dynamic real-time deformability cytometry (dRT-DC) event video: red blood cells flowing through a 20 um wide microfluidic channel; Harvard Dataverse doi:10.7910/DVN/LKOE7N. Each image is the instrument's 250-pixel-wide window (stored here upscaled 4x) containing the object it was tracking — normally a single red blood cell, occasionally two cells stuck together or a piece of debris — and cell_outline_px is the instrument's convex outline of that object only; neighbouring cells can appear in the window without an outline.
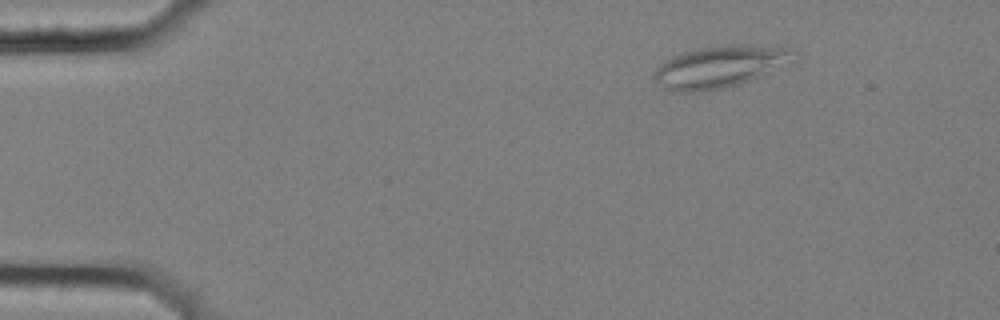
{"species": "common noctule bat (a hibernating species)", "species_latin": "Nyctalus noctula", "temperature_condition": "cold", "stored_images_in_passage": 5, "camera_frame_rate_fps": 3000, "um_per_image_px": 0.085, "animal": {"sex": "female", "body_mass_g": 25.1}, "frame": {"image": 1, "passage_image": 3, "time_ms": 0.667, "image_size_px": [1000, 320], "cell_outline_px": [[796, 52], [768, 72], [748, 80], [736, 84], [720, 88], [688, 92], [680, 92], [668, 88], [656, 80], [652, 76], [652, 72], [656, 68], [672, 56], [684, 52], [700, 48], [732, 44], [784, 44], [792, 48]], "centroid_in_image_um": [61.17, 5.61], "position_along_channel_um": 23.8, "area_um2": 33.12}}